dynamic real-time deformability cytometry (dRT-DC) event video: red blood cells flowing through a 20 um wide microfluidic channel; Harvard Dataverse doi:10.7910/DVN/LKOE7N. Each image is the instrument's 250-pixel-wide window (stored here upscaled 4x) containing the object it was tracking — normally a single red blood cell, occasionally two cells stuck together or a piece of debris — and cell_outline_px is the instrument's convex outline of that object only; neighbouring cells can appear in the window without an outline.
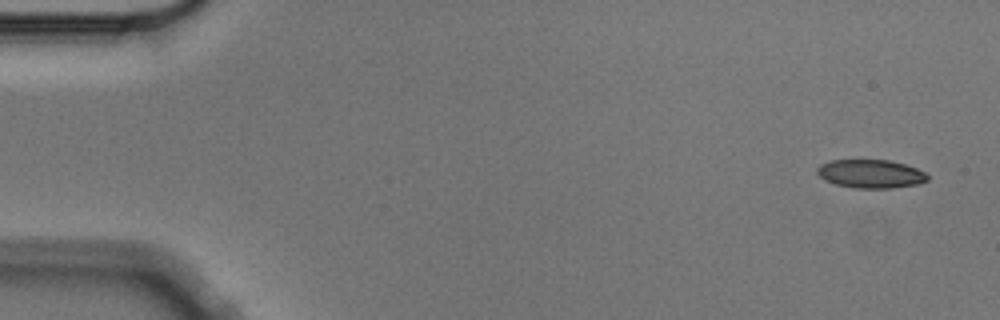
{"species": "Egyptian fruit bat (a non-hibernating species)", "species_latin": "Rousettus aegyptiacus", "temperature_condition": "cold", "stored_images_in_passage": 4, "camera_frame_rate_fps": 3000, "um_per_image_px": 0.085, "animal": {"sex": "male"}, "frame": {"image": 1, "passage_image": 1, "time_ms": 0.0, "image_size_px": [1000, 320], "cell_outline_px": [[928, 180], [920, 184], [892, 188], [856, 188], [836, 184], [824, 180], [816, 172], [816, 168], [820, 164], [828, 160], [888, 160], [904, 164], [916, 168], [924, 172], [928, 176]], "centroid_in_image_um": [73.99, 14.77], "position_along_channel_um": 11.0, "area_um2": 18.38}}
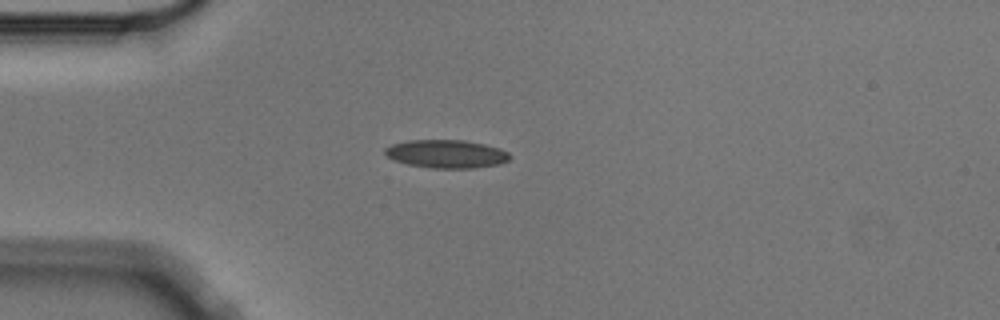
{"frame": {"image": 2, "passage_image": 4, "time_ms": 1.0, "image_size_px": [1000, 320], "cell_outline_px": [[512, 156], [508, 160], [500, 164], [476, 168], [432, 168], [408, 164], [392, 160], [384, 152], [384, 148], [392, 144], [408, 140], [464, 140], [484, 144], [500, 148], [508, 152]], "centroid_in_image_um": [37.95, 13.08], "position_along_channel_um": 47.0, "area_um2": 20.63}}